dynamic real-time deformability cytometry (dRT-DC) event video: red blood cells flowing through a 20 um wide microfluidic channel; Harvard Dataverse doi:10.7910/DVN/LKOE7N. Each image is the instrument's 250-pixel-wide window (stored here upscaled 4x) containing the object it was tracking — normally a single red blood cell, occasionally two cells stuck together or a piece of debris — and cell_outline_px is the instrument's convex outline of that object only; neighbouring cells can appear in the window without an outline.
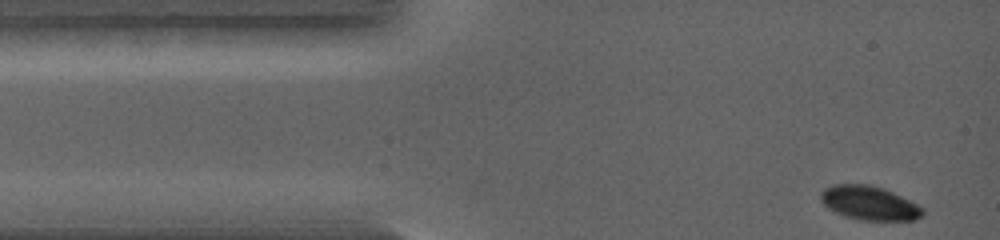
{"species": "common noctule bat (a hibernating species)", "species_latin": "Nyctalus noctula", "temperature_condition": "warm", "stored_images_in_passage": 46, "camera_frame_rate_fps": 5000, "um_per_image_px": 0.085, "animal": {"sex": "female", "body_mass_g": 19.0, "forearm_length_mm": 56.7}, "frame": {"image": 1, "passage_image": 1, "time_ms": 0.0, "image_size_px": [1000, 240], "cell_outline_px": [[924, 212], [916, 220], [860, 220], [844, 216], [828, 208], [820, 200], [820, 192], [824, 188], [832, 184], [868, 184], [892, 192], [924, 208]], "centroid_in_image_um": [73.85, 17.26], "position_along_channel_um": 11.2, "area_um2": 20.06}}
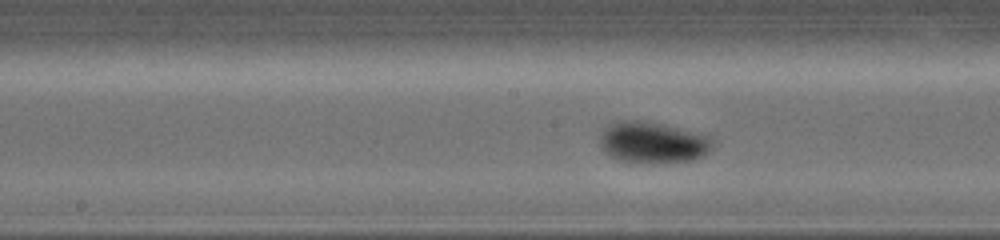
{"frame": {"image": 2, "passage_image": 24, "time_ms": 4.6, "image_size_px": [1000, 240], "cell_outline_px": [[716, 140], [712, 148], [704, 156], [696, 160], [620, 160], [604, 152], [600, 148], [600, 132], [604, 128], [620, 120], [644, 120], [664, 124], [708, 136]], "centroid_in_image_um": [55.49, 12.05], "position_along_channel_um": 192.7, "area_um2": 26.47}}
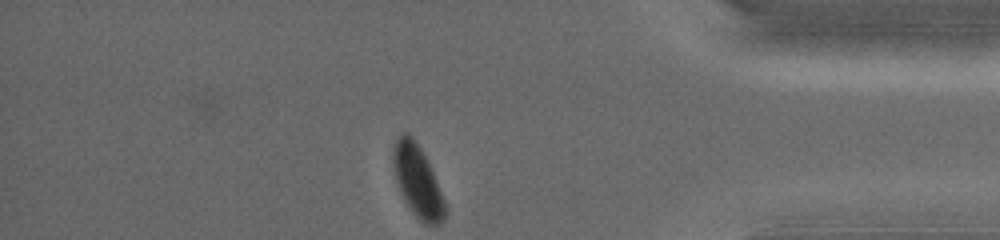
{"frame": {"image": 3, "passage_image": 46, "time_ms": 9.0, "image_size_px": [1000, 240], "cell_outline_px": [[448, 212], [444, 220], [436, 224], [424, 224], [412, 212], [404, 200], [400, 192], [396, 180], [392, 156], [396, 140], [404, 132], [408, 132], [412, 136], [420, 148], [432, 172], [448, 208]], "centroid_in_image_um": [35.5, 15.44], "position_along_channel_um": 399.7, "area_um2": 21.33}}